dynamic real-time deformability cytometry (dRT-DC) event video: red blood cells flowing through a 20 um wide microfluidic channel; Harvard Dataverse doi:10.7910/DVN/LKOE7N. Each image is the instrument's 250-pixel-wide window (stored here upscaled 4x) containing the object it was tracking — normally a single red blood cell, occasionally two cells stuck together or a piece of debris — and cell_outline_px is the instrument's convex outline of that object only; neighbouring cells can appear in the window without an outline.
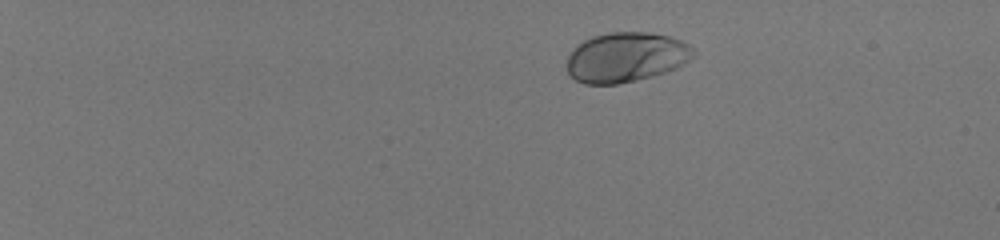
{"species": "human", "species_latin": "Homo sapiens", "temperature_condition": "room temperature", "stored_images_in_passage": 45, "camera_frame_rate_fps": 3000, "um_per_image_px": 0.085, "donor": {"sex": "male"}, "frame": {"image": 1, "passage_image": 1, "time_ms": 0.0, "image_size_px": [1000, 240], "cell_outline_px": [[696, 56], [684, 64], [676, 68], [652, 76], [636, 80], [616, 84], [584, 84], [576, 80], [568, 72], [568, 56], [576, 44], [592, 36], [608, 32], [652, 32], [668, 36], [680, 40], [688, 44], [696, 52]], "centroid_in_image_um": [53.23, 4.85], "position_along_channel_um": 31.8, "area_um2": 36.88}}
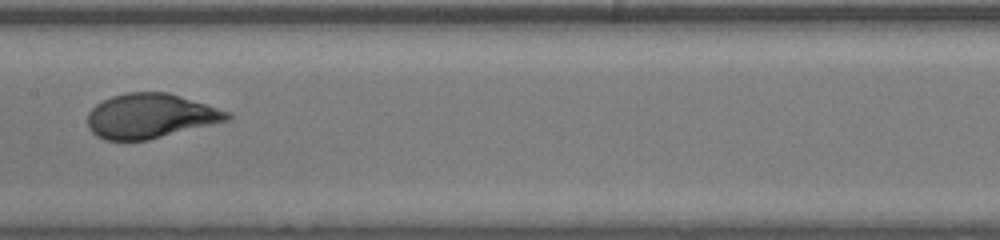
{"frame": {"image": 2, "passage_image": 24, "time_ms": 7.667, "image_size_px": [1000, 240], "cell_outline_px": [[236, 116], [232, 120], [148, 140], [104, 140], [96, 136], [88, 128], [88, 112], [96, 104], [112, 96], [128, 92], [168, 92], [208, 104], [232, 112]], "centroid_in_image_um": [12.85, 9.86], "position_along_channel_um": 194.5, "area_um2": 36.82}}
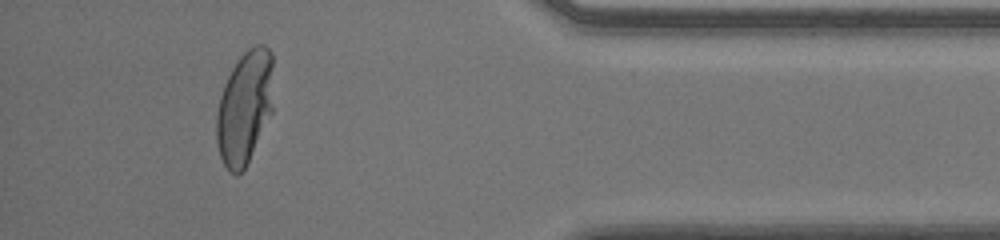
{"frame": {"image": 3, "passage_image": 42, "time_ms": 13.667, "image_size_px": [1000, 240], "cell_outline_px": [[272, 112], [244, 168], [236, 176], [228, 172], [220, 156], [216, 140], [216, 112], [220, 96], [224, 84], [232, 68], [240, 56], [248, 48], [256, 44], [264, 44], [272, 52]], "centroid_in_image_um": [20.78, 9.11], "position_along_channel_um": 414.4, "area_um2": 37.51}, "authors_computed_cell_mechanics": {"area_um2": 36.4718, "velocity_mm_per_s": 4.0549, "shape_relaxation_time_tau1_ms": 3.4147, "shape_relaxation_time_tau2_ms": null, "deformation_change_tau1": 0.2064, "deformation_change_tau2": null}}